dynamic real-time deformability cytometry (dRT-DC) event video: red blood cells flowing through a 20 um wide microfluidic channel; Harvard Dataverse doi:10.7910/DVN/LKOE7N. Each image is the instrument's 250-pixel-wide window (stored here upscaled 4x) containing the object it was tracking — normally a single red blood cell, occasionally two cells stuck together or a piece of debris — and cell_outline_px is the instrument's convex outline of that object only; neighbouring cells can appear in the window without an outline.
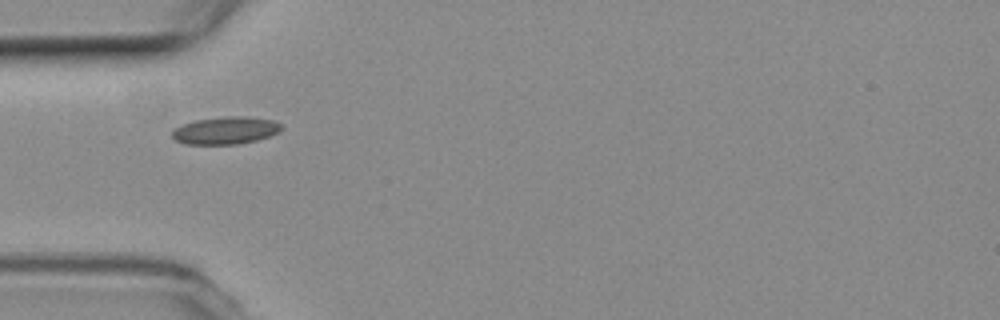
{"species": "common noctule bat (a hibernating species)", "species_latin": "Nyctalus noctula", "temperature_condition": "room temperature", "stored_images_in_passage": 6, "camera_frame_rate_fps": 3000, "um_per_image_px": 0.085, "animal": {"sex": "female", "body_mass_g": 19.3, "forearm_length_mm": 54.1}, "frame": {"image": 1, "passage_image": 4, "time_ms": 1.0, "image_size_px": [1000, 320], "cell_outline_px": [[284, 128], [280, 132], [256, 140], [236, 144], [184, 144], [176, 140], [172, 136], [172, 132], [176, 128], [184, 124], [196, 120], [224, 116], [248, 116], [272, 120], [280, 124]], "centroid_in_image_um": [19.2, 11.08], "position_along_channel_um": 65.8, "area_um2": 17.4}}
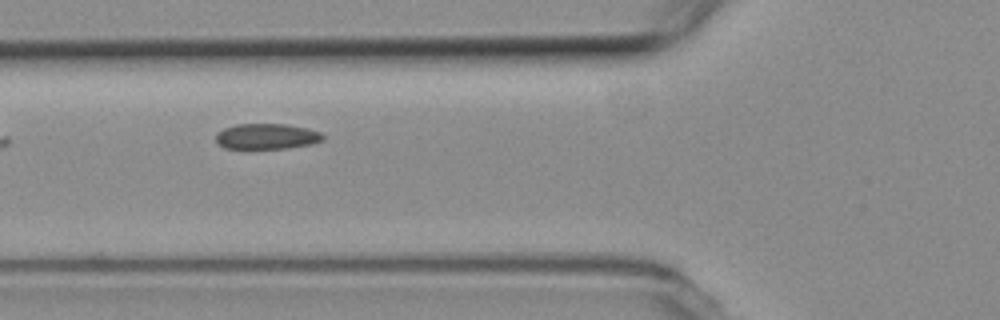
{"frame": {"image": 2, "passage_image": 5, "time_ms": 1.333, "image_size_px": [1000, 320], "cell_outline_px": [[324, 140], [312, 144], [288, 148], [224, 148], [216, 144], [216, 132], [224, 128], [236, 124], [288, 124], [308, 128], [320, 132], [324, 136]], "centroid_in_image_um": [22.67, 11.59], "position_along_channel_um": 103.1, "area_um2": 16.13}}
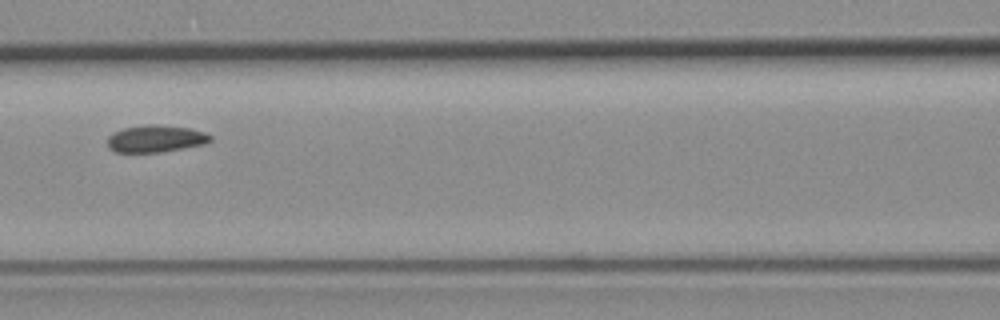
{"frame": {"image": 3, "passage_image": 6, "time_ms": 1.667, "image_size_px": [1000, 320], "cell_outline_px": [[212, 140], [204, 144], [184, 148], [160, 152], [116, 152], [108, 148], [108, 136], [112, 132], [124, 128], [148, 124], [152, 124], [192, 128], [204, 132], [212, 136]], "centroid_in_image_um": [13.23, 11.78], "position_along_channel_um": 153.4, "area_um2": 16.3}}